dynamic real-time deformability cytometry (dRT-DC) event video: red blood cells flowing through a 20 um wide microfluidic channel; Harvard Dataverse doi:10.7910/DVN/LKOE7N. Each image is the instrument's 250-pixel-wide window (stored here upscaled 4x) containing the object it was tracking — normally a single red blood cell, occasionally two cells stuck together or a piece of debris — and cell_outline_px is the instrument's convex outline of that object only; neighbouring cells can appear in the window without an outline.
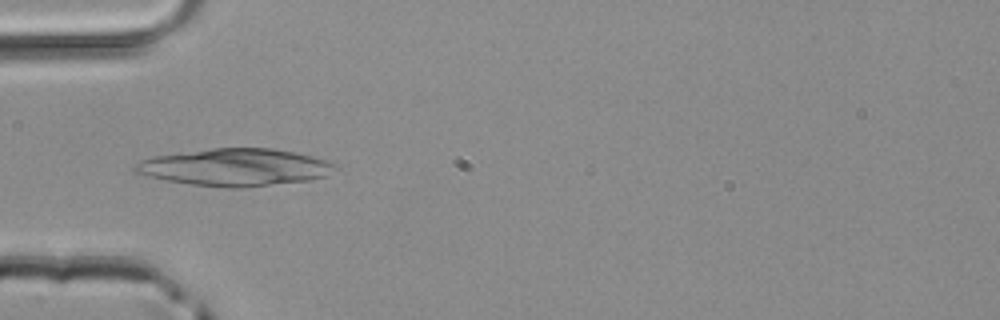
{"species": "common noctule bat (a hibernating species)", "species_latin": "Nyctalus noctula", "temperature_condition": "room temperature", "stored_images_in_passage": 48, "camera_frame_rate_fps": 3000, "um_per_image_px": 0.085, "animal": {"sex": "male", "body_mass_g": 20.4}, "frame": {"image": 1, "passage_image": 16, "time_ms": 5.0, "image_size_px": [1000, 320], "cell_outline_px": [[340, 168], [328, 176], [308, 180], [240, 188], [228, 188], [192, 184], [164, 180], [148, 176], [136, 172], [132, 168], [132, 164], [152, 156], [212, 148], [272, 148], [296, 152], [312, 156], [336, 164]], "centroid_in_image_um": [20.0, 14.21], "position_along_channel_um": 65.0, "area_um2": 43.58}}
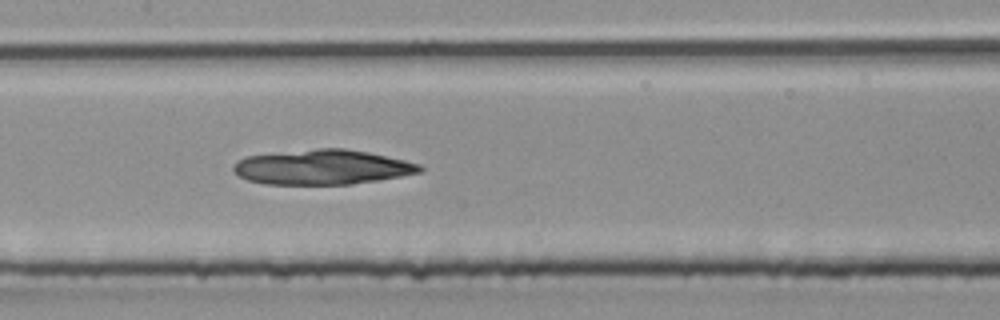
{"frame": {"image": 2, "passage_image": 24, "time_ms": 7.667, "image_size_px": [1000, 320], "cell_outline_px": [[424, 168], [420, 172], [400, 176], [352, 184], [264, 184], [248, 180], [240, 176], [232, 168], [236, 160], [244, 156], [316, 148], [344, 148], [368, 152], [404, 160], [420, 164]], "centroid_in_image_um": [27.37, 14.2], "position_along_channel_um": 180.0, "area_um2": 37.74}}
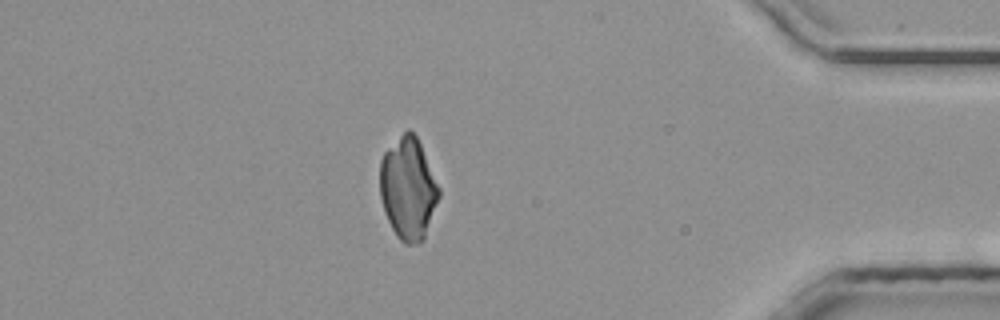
{"frame": {"image": 3, "passage_image": 42, "time_ms": 13.667, "image_size_px": [1000, 320], "cell_outline_px": [[440, 196], [424, 240], [420, 244], [404, 244], [396, 236], [384, 212], [380, 196], [380, 160], [384, 152], [408, 128], [416, 136], [420, 144], [440, 188]], "centroid_in_image_um": [34.69, 16.07], "position_along_channel_um": 400.5, "area_um2": 35.14}}